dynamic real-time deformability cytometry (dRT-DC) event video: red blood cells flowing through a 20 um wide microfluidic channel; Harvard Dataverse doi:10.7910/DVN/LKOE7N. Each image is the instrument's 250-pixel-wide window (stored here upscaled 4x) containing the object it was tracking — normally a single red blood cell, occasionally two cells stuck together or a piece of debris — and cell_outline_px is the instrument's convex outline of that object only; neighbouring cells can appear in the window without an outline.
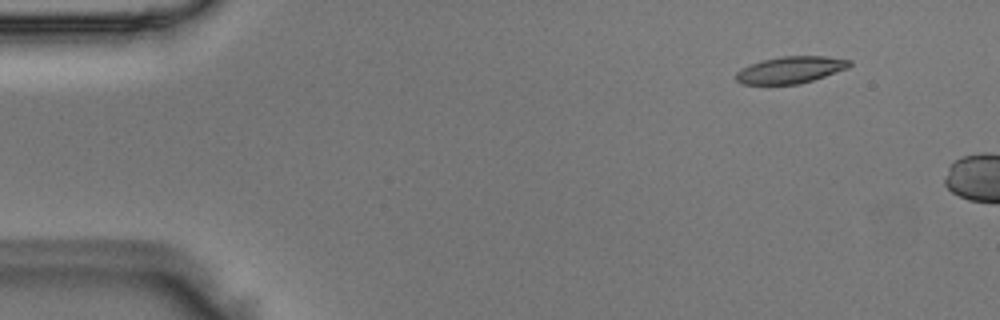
{"species": "Egyptian fruit bat (a non-hibernating species)", "species_latin": "Rousettus aegyptiacus", "temperature_condition": "room temperature", "stored_images_in_passage": 4, "camera_frame_rate_fps": 3000, "um_per_image_px": 0.085, "animal": {"sex": "male"}, "frame": {"image": 1, "passage_image": 2, "time_ms": 0.333, "image_size_px": [1000, 320], "cell_outline_px": [[852, 64], [848, 68], [800, 84], [740, 84], [736, 80], [736, 72], [740, 68], [764, 60], [784, 56], [828, 56], [852, 60]], "centroid_in_image_um": [67.21, 5.94], "position_along_channel_um": 17.8, "area_um2": 17.69}}